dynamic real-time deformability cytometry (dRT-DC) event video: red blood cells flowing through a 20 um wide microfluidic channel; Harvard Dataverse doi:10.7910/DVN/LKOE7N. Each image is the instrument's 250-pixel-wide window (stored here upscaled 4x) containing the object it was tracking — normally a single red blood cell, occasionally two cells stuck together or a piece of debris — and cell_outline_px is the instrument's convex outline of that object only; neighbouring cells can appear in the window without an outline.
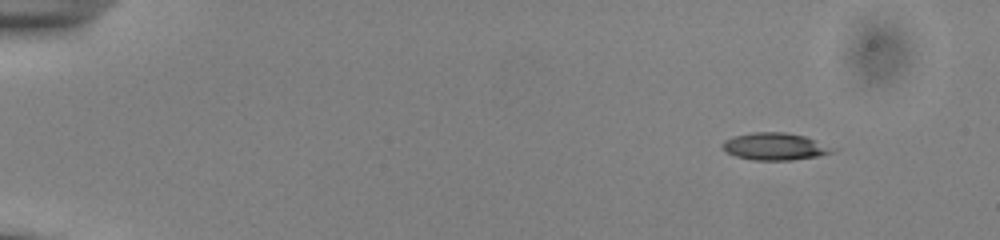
{"species": "common noctule bat (a hibernating species)", "species_latin": "Nyctalus noctula", "temperature_condition": "cold", "stored_images_in_passage": 49, "camera_frame_rate_fps": 3000, "um_per_image_px": 0.085, "animal": {"sex": "male", "body_mass_g": 13.0, "forearm_length_mm": 53.1}, "frame": {"image": 1, "passage_image": 1, "time_ms": 0.0, "image_size_px": [1000, 240], "cell_outline_px": [[836, 148], [832, 152], [816, 156], [792, 160], [752, 160], [736, 156], [728, 152], [720, 144], [724, 140], [732, 136], [752, 132], [784, 132], [804, 136]], "centroid_in_image_um": [65.83, 12.44], "position_along_channel_um": 19.2, "area_um2": 17.34}}
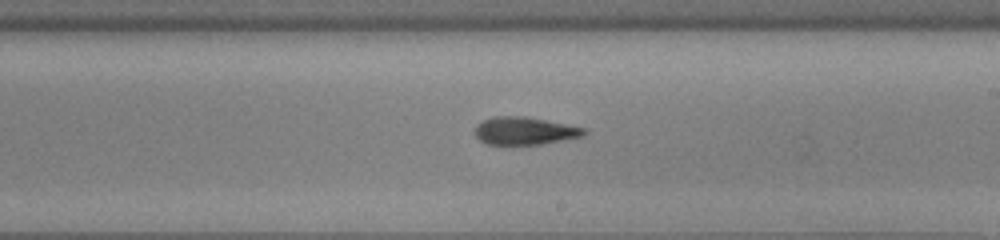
{"frame": {"image": 2, "passage_image": 28, "time_ms": 9.0, "image_size_px": [1000, 240], "cell_outline_px": [[588, 132], [584, 136], [540, 144], [488, 144], [480, 140], [476, 136], [476, 124], [492, 116], [524, 116], [588, 128]], "centroid_in_image_um": [44.64, 11.11], "position_along_channel_um": 244.4, "area_um2": 17.57}}
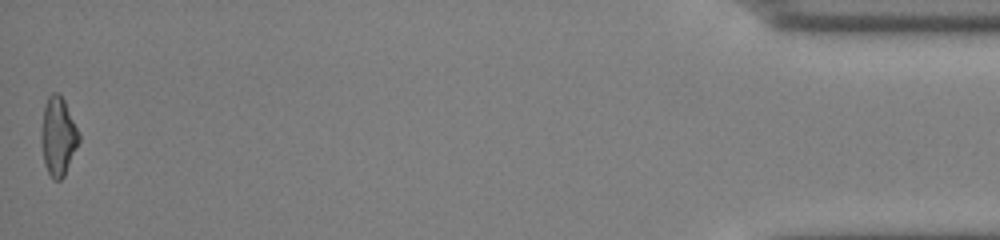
{"frame": {"image": 3, "passage_image": 49, "time_ms": 16.0, "image_size_px": [1000, 240], "cell_outline_px": [[80, 140], [64, 176], [60, 180], [52, 180], [44, 164], [40, 144], [40, 132], [44, 104], [48, 96], [52, 92], [56, 92], [64, 100], [80, 132]], "centroid_in_image_um": [4.92, 11.59], "position_along_channel_um": 430.3, "area_um2": 17.57}, "authors_computed_cell_mechanics": {"area_um2": 17.6868, "velocity_mm_per_s": 3.8691, "shape_relaxation_time_tau1_ms": 9.9904, "shape_relaxation_time_tau2_ms": 7.1952, "deformation_change_tau1": 0.2325, "deformation_change_tau2": 0.2072}}